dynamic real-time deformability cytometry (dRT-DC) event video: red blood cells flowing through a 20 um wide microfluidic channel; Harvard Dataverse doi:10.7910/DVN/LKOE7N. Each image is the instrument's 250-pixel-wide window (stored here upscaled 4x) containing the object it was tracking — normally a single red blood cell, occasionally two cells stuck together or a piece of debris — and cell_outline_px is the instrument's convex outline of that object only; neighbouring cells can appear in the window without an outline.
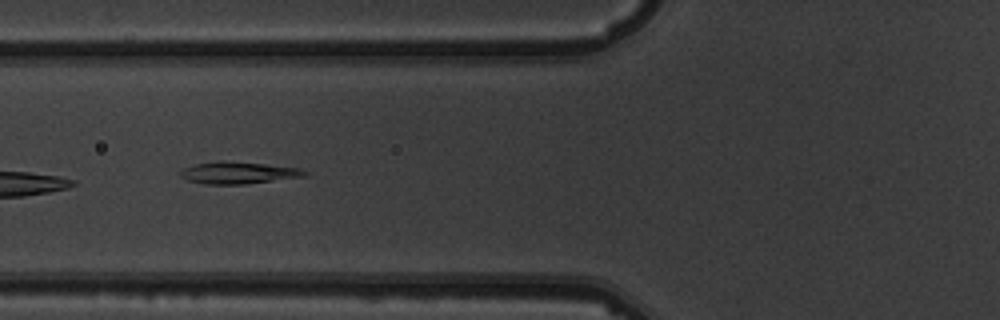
{"species": "common noctule bat (a hibernating species)", "species_latin": "Nyctalus noctula", "temperature_condition": "warm", "stored_images_in_passage": 11, "camera_frame_rate_fps": 3000, "um_per_image_px": 0.085, "animal": {"sex": "male", "body_mass_g": 19.5, "forearm_length_mm": 54.6}, "frame": {"image": 1, "passage_image": 7, "time_ms": 7.0, "image_size_px": [1000, 320], "cell_outline_px": [[308, 172], [304, 176], [244, 184], [204, 184], [188, 180], [180, 172], [184, 168], [196, 164], [264, 164], [300, 168]], "centroid_in_image_um": [20.33, 14.74], "position_along_channel_um": 105.5, "area_um2": 14.57}}
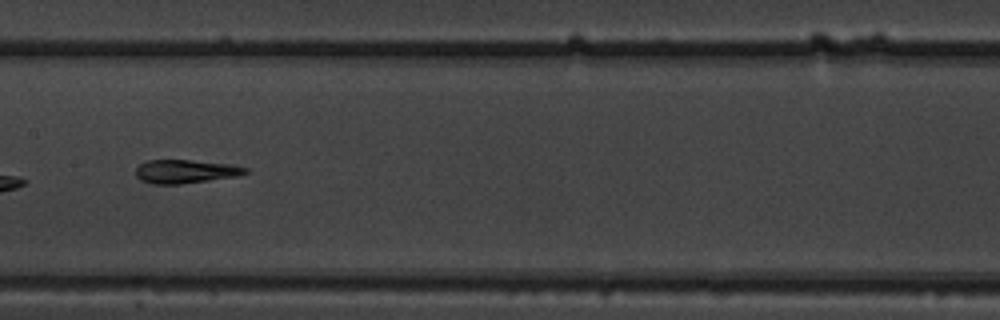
{"frame": {"image": 2, "passage_image": 9, "time_ms": 9.333, "image_size_px": [1000, 320], "cell_outline_px": [[252, 172], [240, 176], [180, 184], [152, 184], [140, 180], [136, 176], [136, 168], [140, 164], [148, 160], [192, 160], [232, 164], [248, 168]], "centroid_in_image_um": [15.83, 14.57], "position_along_channel_um": 191.6, "area_um2": 15.32}}